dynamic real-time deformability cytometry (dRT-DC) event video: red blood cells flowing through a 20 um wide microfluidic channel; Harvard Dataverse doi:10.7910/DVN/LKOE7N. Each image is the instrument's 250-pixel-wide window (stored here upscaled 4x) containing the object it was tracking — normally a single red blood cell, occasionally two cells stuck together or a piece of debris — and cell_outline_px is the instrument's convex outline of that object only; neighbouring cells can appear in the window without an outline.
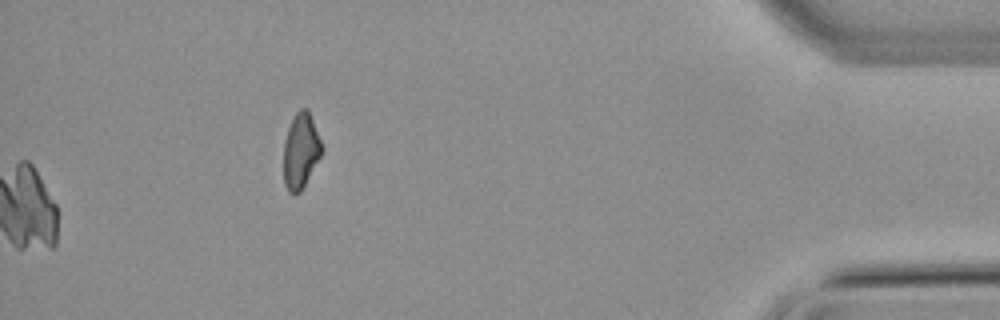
{"species": "common noctule bat (a hibernating species)", "species_latin": "Nyctalus noctula", "temperature_condition": "warm", "stored_images_in_passage": 39, "camera_frame_rate_fps": 3000, "um_per_image_px": 0.085, "animal": {"sex": "male", "body_mass_g": 21.5, "forearm_length_mm": 52.0}, "frame": {"image": 1, "passage_image": 39, "time_ms": 12.667, "image_size_px": [1000, 320], "cell_outline_px": [[324, 148], [320, 156], [300, 192], [296, 196], [292, 196], [288, 192], [284, 184], [284, 140], [288, 128], [296, 112], [300, 108], [308, 108]], "centroid_in_image_um": [25.56, 12.83], "position_along_channel_um": 409.6, "area_um2": 16.82}}